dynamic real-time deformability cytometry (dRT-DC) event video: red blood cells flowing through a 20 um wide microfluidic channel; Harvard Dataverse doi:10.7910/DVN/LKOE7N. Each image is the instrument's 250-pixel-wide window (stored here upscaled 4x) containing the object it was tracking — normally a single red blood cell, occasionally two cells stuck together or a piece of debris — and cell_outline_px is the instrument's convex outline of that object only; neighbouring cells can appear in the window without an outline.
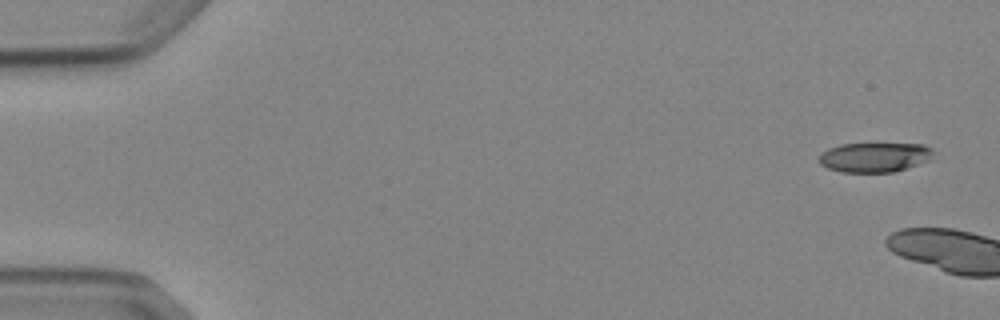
{"species": "Egyptian fruit bat (a non-hibernating species)", "species_latin": "Rousettus aegyptiacus", "temperature_condition": "cold", "stored_images_in_passage": 2, "camera_frame_rate_fps": 3000, "um_per_image_px": 0.085, "animal": {"sex": "female"}, "frame": {"image": 1, "passage_image": 1, "time_ms": 0.0, "image_size_px": [1000, 320], "cell_outline_px": [[932, 152], [928, 160], [908, 168], [892, 172], [840, 172], [828, 168], [820, 164], [816, 160], [820, 152], [828, 148], [840, 144], [924, 144], [932, 148]], "centroid_in_image_um": [74.26, 13.36], "position_along_channel_um": 10.7, "area_um2": 19.83}}